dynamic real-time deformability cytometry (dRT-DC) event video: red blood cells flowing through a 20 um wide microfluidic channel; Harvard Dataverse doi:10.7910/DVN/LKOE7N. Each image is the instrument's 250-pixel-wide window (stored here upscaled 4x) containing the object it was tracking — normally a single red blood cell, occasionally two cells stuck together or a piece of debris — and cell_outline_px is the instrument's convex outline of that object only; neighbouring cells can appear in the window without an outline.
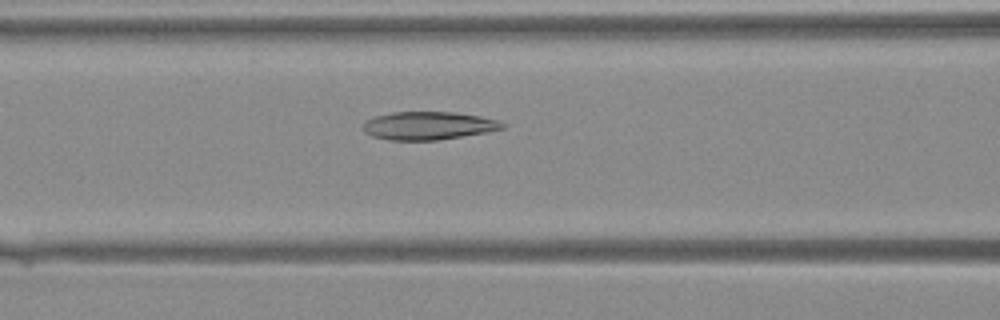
{"species": "Egyptian fruit bat (a non-hibernating species)", "species_latin": "Rousettus aegyptiacus", "temperature_condition": "warm", "stored_images_in_passage": 43, "camera_frame_rate_fps": 3000, "um_per_image_px": 0.085, "animal": {"sex": "female"}, "frame": {"image": 1, "passage_image": 19, "time_ms": 6.0, "image_size_px": [1000, 320], "cell_outline_px": [[508, 124], [504, 128], [484, 132], [436, 140], [388, 140], [372, 136], [364, 132], [364, 120], [376, 116], [392, 112], [452, 112], [480, 116], [500, 120]], "centroid_in_image_um": [36.41, 10.67], "position_along_channel_um": 130.2, "area_um2": 22.72}}
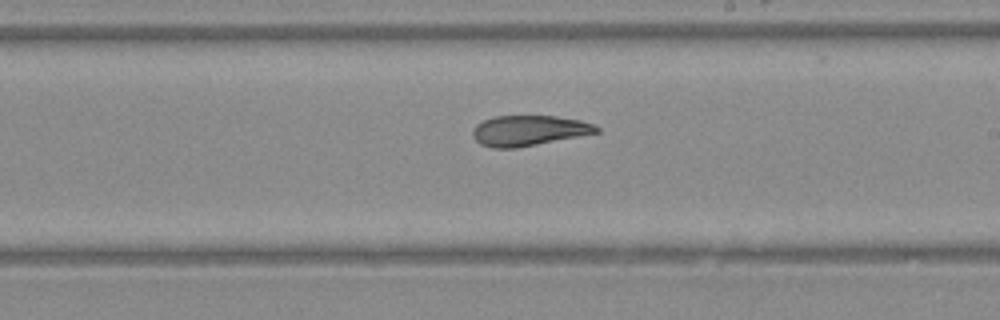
{"frame": {"image": 2, "passage_image": 26, "time_ms": 8.333, "image_size_px": [1000, 320], "cell_outline_px": [[600, 132], [516, 148], [492, 148], [480, 144], [472, 136], [472, 128], [476, 124], [484, 120], [496, 116], [556, 116], [580, 120], [592, 124], [600, 128]], "centroid_in_image_um": [44.92, 11.1], "position_along_channel_um": 244.1, "area_um2": 21.85}}
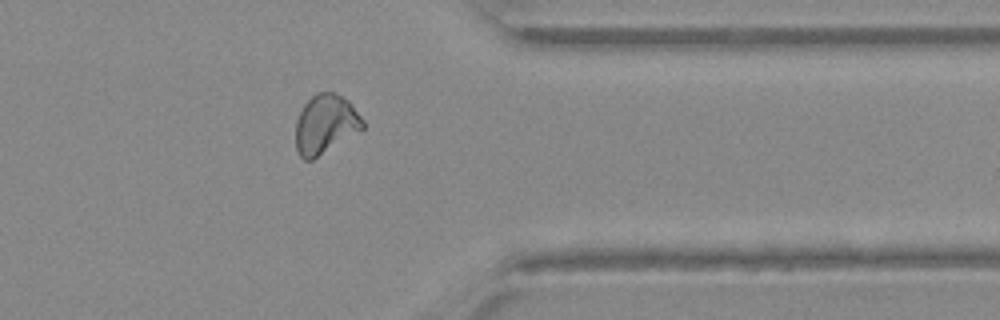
{"frame": {"image": 3, "passage_image": 35, "time_ms": 11.333, "image_size_px": [1000, 320], "cell_outline_px": [[364, 128], [312, 160], [304, 160], [300, 156], [296, 148], [296, 120], [304, 104], [316, 92], [332, 92], [348, 100], [352, 104], [364, 120]], "centroid_in_image_um": [27.66, 10.55], "position_along_channel_um": 383.7, "area_um2": 22.95}}